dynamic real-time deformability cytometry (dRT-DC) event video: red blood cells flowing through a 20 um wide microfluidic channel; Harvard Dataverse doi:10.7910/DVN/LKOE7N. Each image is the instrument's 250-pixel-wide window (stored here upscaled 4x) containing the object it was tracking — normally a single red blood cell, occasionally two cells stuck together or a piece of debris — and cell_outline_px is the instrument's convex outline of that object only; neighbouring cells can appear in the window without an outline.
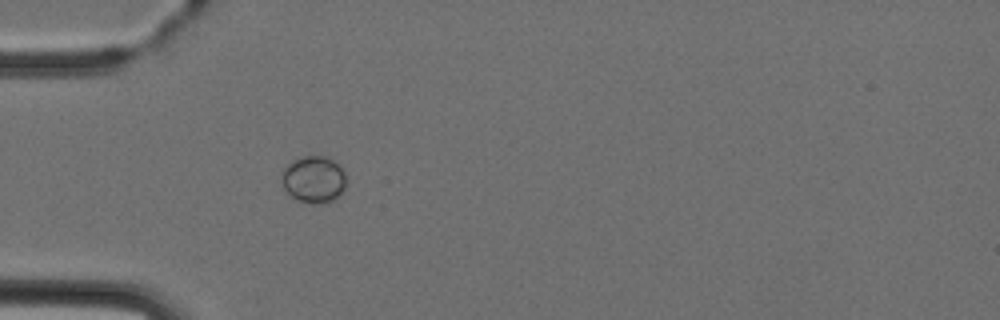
{"species": "Egyptian fruit bat (a non-hibernating species)", "species_latin": "Rousettus aegyptiacus", "temperature_condition": "cold", "stored_images_in_passage": 1, "camera_frame_rate_fps": 3000, "um_per_image_px": 0.085, "animal": {"sex": "female"}, "frame": {"image": 1, "passage_image": 1, "time_ms": 0.0, "image_size_px": [1000, 320], "cell_outline_px": [[344, 188], [332, 200], [320, 204], [312, 204], [296, 200], [284, 188], [284, 168], [292, 160], [304, 156], [328, 156], [344, 172]], "centroid_in_image_um": [26.66, 15.25], "position_along_channel_um": 58.3, "area_um2": 17.11}}